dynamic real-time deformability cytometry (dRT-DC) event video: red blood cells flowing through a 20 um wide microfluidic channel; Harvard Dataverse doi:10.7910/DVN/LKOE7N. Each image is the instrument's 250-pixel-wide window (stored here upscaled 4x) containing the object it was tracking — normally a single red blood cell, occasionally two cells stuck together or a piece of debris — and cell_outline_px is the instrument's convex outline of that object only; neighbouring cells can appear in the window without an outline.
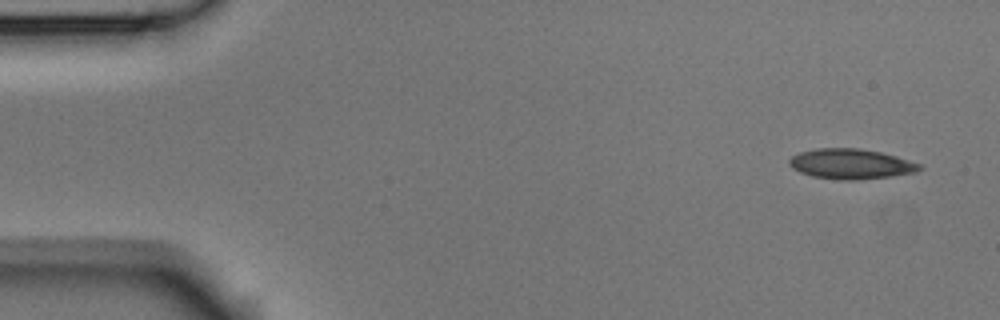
{"species": "Egyptian fruit bat (a non-hibernating species)", "species_latin": "Rousettus aegyptiacus", "temperature_condition": "room temperature", "stored_images_in_passage": 5, "camera_frame_rate_fps": 3000, "um_per_image_px": 0.085, "animal": {"sex": "male"}, "frame": {"image": 1, "passage_image": 1, "time_ms": 0.0, "image_size_px": [1000, 320], "cell_outline_px": [[924, 168], [916, 172], [892, 176], [852, 180], [840, 180], [812, 176], [800, 172], [792, 168], [788, 164], [788, 160], [792, 156], [800, 152], [816, 148], [860, 148], [880, 152], [896, 156], [920, 164]], "centroid_in_image_um": [72.31, 13.93], "position_along_channel_um": 12.7, "area_um2": 22.89}}
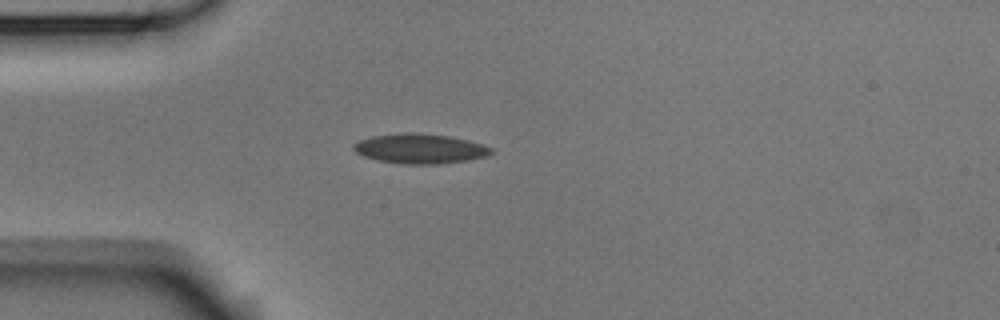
{"frame": {"image": 2, "passage_image": 4, "time_ms": 1.0, "image_size_px": [1000, 320], "cell_outline_px": [[492, 152], [488, 156], [468, 160], [436, 164], [404, 164], [380, 160], [364, 156], [356, 152], [352, 148], [352, 144], [360, 140], [372, 136], [408, 132], [412, 132], [448, 136], [468, 140], [492, 148]], "centroid_in_image_um": [35.69, 12.63], "position_along_channel_um": 49.3, "area_um2": 23.64}}